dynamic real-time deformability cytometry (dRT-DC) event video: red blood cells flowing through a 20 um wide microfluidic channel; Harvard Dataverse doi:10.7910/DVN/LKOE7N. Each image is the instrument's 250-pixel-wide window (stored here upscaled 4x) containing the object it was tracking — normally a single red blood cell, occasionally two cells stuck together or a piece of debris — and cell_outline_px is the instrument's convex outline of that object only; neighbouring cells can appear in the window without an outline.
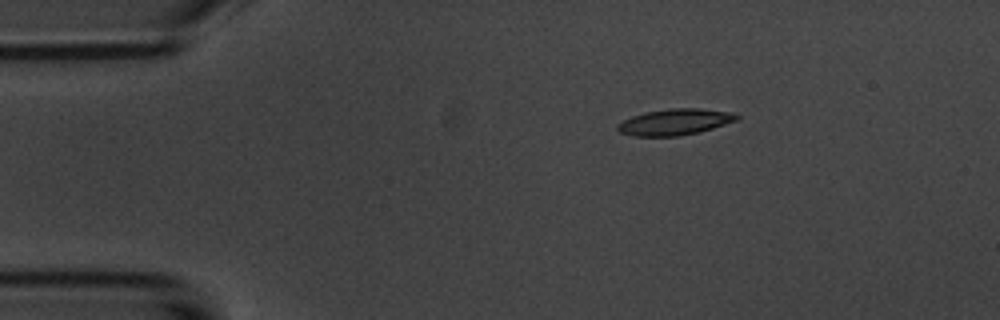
{"species": "common noctule bat (a hibernating species)", "species_latin": "Nyctalus noctula", "temperature_condition": "room temperature", "stored_images_in_passage": 8, "camera_frame_rate_fps": 3000, "um_per_image_px": 0.085, "animal": {"sex": "male", "body_mass_g": 20.1, "forearm_length_mm": 53.5}, "frame": {"image": 1, "passage_image": 3, "time_ms": 2.333, "image_size_px": [1000, 320], "cell_outline_px": [[740, 116], [736, 120], [700, 132], [680, 136], [632, 136], [620, 132], [616, 128], [616, 124], [632, 116], [648, 112], [672, 108], [700, 108], [728, 112]], "centroid_in_image_um": [57.33, 10.38], "position_along_channel_um": 27.7, "area_um2": 17.98}}
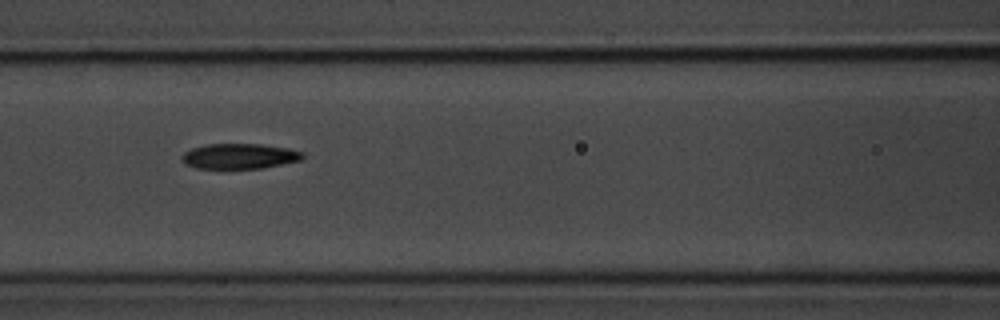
{"frame": {"image": 2, "passage_image": 7, "time_ms": 7.0, "image_size_px": [1000, 320], "cell_outline_px": [[304, 156], [300, 160], [264, 168], [196, 168], [184, 164], [180, 156], [184, 152], [192, 148], [204, 144], [260, 144], [288, 148], [304, 152]], "centroid_in_image_um": [20.33, 13.27], "position_along_channel_um": 146.3, "area_um2": 17.86}}
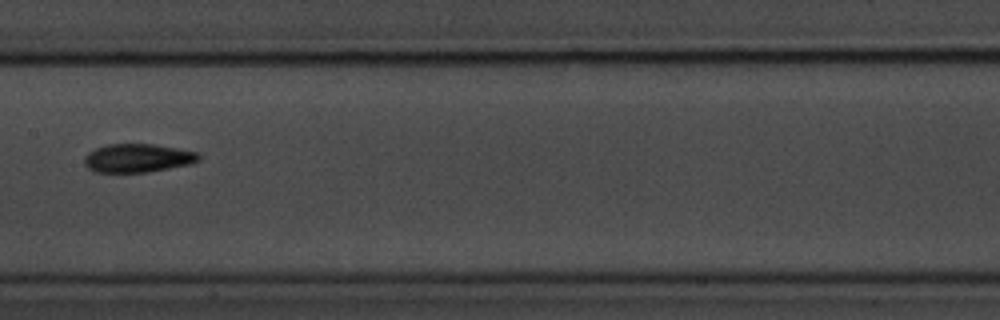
{"frame": {"image": 3, "passage_image": 8, "time_ms": 8.333, "image_size_px": [1000, 320], "cell_outline_px": [[200, 160], [192, 164], [148, 172], [92, 172], [84, 164], [84, 156], [88, 152], [96, 148], [108, 144], [152, 144], [176, 148], [196, 152], [200, 156]], "centroid_in_image_um": [11.68, 13.44], "position_along_channel_um": 195.7, "area_um2": 19.07}}